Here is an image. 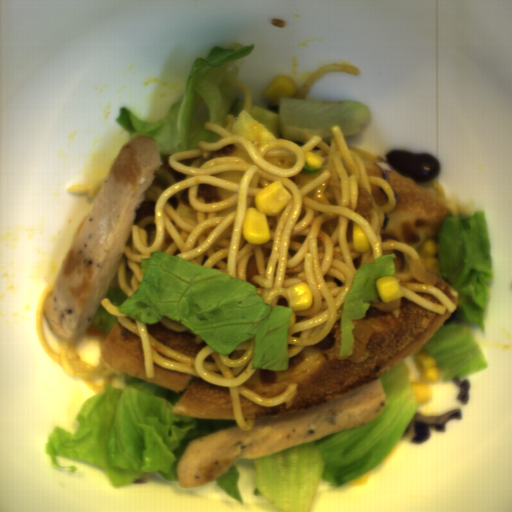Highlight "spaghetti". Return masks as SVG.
Wrapping results in <instances>:
<instances>
[{
  "label": "spaghetti",
  "instance_id": "obj_9",
  "mask_svg": "<svg viewBox=\"0 0 512 512\" xmlns=\"http://www.w3.org/2000/svg\"><path fill=\"white\" fill-rule=\"evenodd\" d=\"M238 84V83H237ZM244 93L243 107L241 110L250 114V109L253 106L252 93L248 87L238 84Z\"/></svg>",
  "mask_w": 512,
  "mask_h": 512
},
{
  "label": "spaghetti",
  "instance_id": "obj_8",
  "mask_svg": "<svg viewBox=\"0 0 512 512\" xmlns=\"http://www.w3.org/2000/svg\"><path fill=\"white\" fill-rule=\"evenodd\" d=\"M167 328L172 329L176 332H186L192 334L194 338V343L199 344L201 341H203L201 338H199L196 334H194L190 329H188L185 325L169 320L165 316L160 320Z\"/></svg>",
  "mask_w": 512,
  "mask_h": 512
},
{
  "label": "spaghetti",
  "instance_id": "obj_5",
  "mask_svg": "<svg viewBox=\"0 0 512 512\" xmlns=\"http://www.w3.org/2000/svg\"><path fill=\"white\" fill-rule=\"evenodd\" d=\"M330 72H347L359 75V68L349 64H330L321 66L316 71L307 76L301 85L295 89L294 94L290 98L303 99L305 93L314 85V83L323 75Z\"/></svg>",
  "mask_w": 512,
  "mask_h": 512
},
{
  "label": "spaghetti",
  "instance_id": "obj_3",
  "mask_svg": "<svg viewBox=\"0 0 512 512\" xmlns=\"http://www.w3.org/2000/svg\"><path fill=\"white\" fill-rule=\"evenodd\" d=\"M53 290V285L46 287L36 309L35 329L38 343L42 351L50 359L58 363L67 374L83 381L94 394L102 393L105 391V385L110 386L111 376L115 373L101 365L94 366L84 363L73 342L62 339L59 353H57L50 347L45 337L43 321L44 304L53 293Z\"/></svg>",
  "mask_w": 512,
  "mask_h": 512
},
{
  "label": "spaghetti",
  "instance_id": "obj_1",
  "mask_svg": "<svg viewBox=\"0 0 512 512\" xmlns=\"http://www.w3.org/2000/svg\"><path fill=\"white\" fill-rule=\"evenodd\" d=\"M235 119L229 113L226 126L205 122L204 129L222 137L202 139L199 148L178 150L170 156L169 166L185 175L182 181L158 169L169 185L151 186L146 192V201L155 204L154 212L130 230L131 242L120 258L117 284L128 297L137 291L143 278L141 258L150 257L151 252L181 257L245 281L248 259L254 256L257 274L253 280L268 304L291 307L287 288L298 283L310 286L312 306L291 310L287 330L290 358L319 343L342 319L346 297L362 264L374 262L383 251H401L413 260L420 259L409 245L383 240L385 214L396 208L397 197L382 177L368 174L364 162L349 149L341 126L331 125L330 145L319 135L304 131L306 143L284 138L266 141L260 148L232 132ZM235 143L253 158L252 163L212 155ZM309 152L322 156V169L307 166L305 155ZM243 170L240 186L214 178V173ZM279 179L291 198L282 213L267 217L272 240L253 245L242 237L247 207H254L260 188ZM200 183L234 193L217 204L201 203L197 200ZM361 186L368 188L374 204L366 214L357 208ZM185 189L190 206L196 209L197 222L184 221L166 202ZM352 221L366 233L370 251H354Z\"/></svg>",
  "mask_w": 512,
  "mask_h": 512
},
{
  "label": "spaghetti",
  "instance_id": "obj_7",
  "mask_svg": "<svg viewBox=\"0 0 512 512\" xmlns=\"http://www.w3.org/2000/svg\"><path fill=\"white\" fill-rule=\"evenodd\" d=\"M105 182V178L101 180H97L92 185H74L72 187H69L66 191L74 194V195H87L90 197H95L101 187L103 186Z\"/></svg>",
  "mask_w": 512,
  "mask_h": 512
},
{
  "label": "spaghetti",
  "instance_id": "obj_6",
  "mask_svg": "<svg viewBox=\"0 0 512 512\" xmlns=\"http://www.w3.org/2000/svg\"><path fill=\"white\" fill-rule=\"evenodd\" d=\"M426 185L431 186L434 196L446 206L453 216L468 217L473 215L470 209L449 200L445 195L444 187L438 181L432 180Z\"/></svg>",
  "mask_w": 512,
  "mask_h": 512
},
{
  "label": "spaghetti",
  "instance_id": "obj_2",
  "mask_svg": "<svg viewBox=\"0 0 512 512\" xmlns=\"http://www.w3.org/2000/svg\"><path fill=\"white\" fill-rule=\"evenodd\" d=\"M107 313L116 317L119 325L141 339L146 379L155 378V364L173 372L200 377L210 385L229 389L231 407L240 431H248L254 422H245L240 395L256 406L275 407L296 397L298 383H292L280 396L260 397L244 384L254 373L255 337L239 344L229 355H220L208 345L194 357L180 353L151 336L146 323L138 322L118 310L107 298L101 299Z\"/></svg>",
  "mask_w": 512,
  "mask_h": 512
},
{
  "label": "spaghetti",
  "instance_id": "obj_4",
  "mask_svg": "<svg viewBox=\"0 0 512 512\" xmlns=\"http://www.w3.org/2000/svg\"><path fill=\"white\" fill-rule=\"evenodd\" d=\"M404 298L420 307L438 313L455 312L457 304L433 285L413 282L410 271H394Z\"/></svg>",
  "mask_w": 512,
  "mask_h": 512
}]
</instances>
